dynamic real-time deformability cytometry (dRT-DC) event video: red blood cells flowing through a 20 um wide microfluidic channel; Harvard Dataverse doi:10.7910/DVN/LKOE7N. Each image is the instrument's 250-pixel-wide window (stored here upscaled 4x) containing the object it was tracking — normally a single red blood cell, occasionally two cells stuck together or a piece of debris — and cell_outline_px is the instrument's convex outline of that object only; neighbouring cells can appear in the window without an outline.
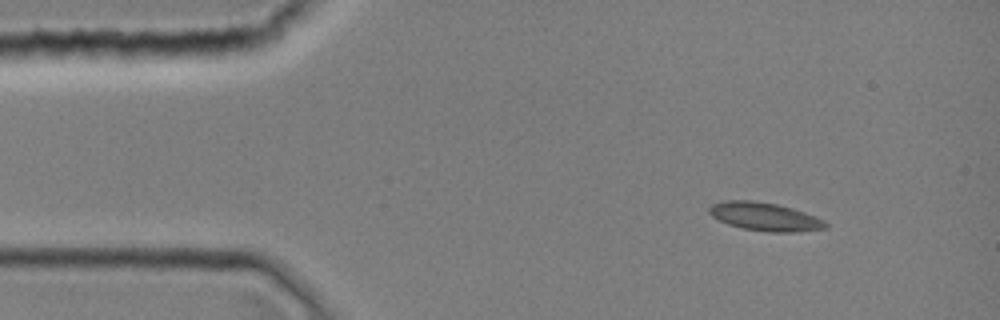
{"species": "common noctule bat (a hibernating species)", "species_latin": "Nyctalus noctula", "temperature_condition": "room temperature", "stored_images_in_passage": 1, "camera_frame_rate_fps": 3000, "um_per_image_px": 0.085, "animal": {"sex": "female", "body_mass_g": 19.0, "forearm_length_mm": 51.5}, "frame": {"image": 1, "passage_image": 1, "time_ms": 0.0, "image_size_px": [1000, 320], "cell_outline_px": [[828, 228], [796, 232], [768, 232], [740, 228], [728, 224], [712, 216], [708, 212], [708, 208], [712, 204], [724, 200], [752, 200], [776, 204], [792, 208], [816, 216], [824, 220], [828, 224]], "centroid_in_image_um": [65.01, 18.42], "position_along_channel_um": 20.0, "area_um2": 19.31}}